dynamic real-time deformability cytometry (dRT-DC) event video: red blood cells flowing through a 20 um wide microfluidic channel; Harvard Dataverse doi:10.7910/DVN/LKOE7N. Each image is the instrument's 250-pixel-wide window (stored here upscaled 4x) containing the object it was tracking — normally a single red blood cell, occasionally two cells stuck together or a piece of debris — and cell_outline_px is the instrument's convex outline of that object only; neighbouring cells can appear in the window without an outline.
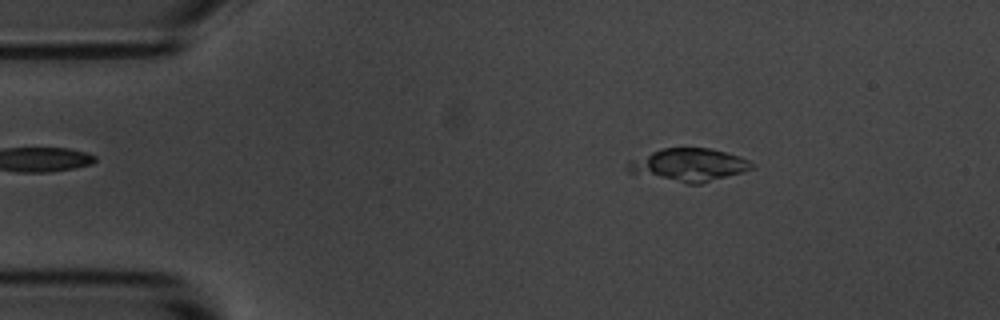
{"species": "common noctule bat (a hibernating species)", "species_latin": "Nyctalus noctula", "temperature_condition": "room temperature", "stored_images_in_passage": 54, "camera_frame_rate_fps": 3000, "um_per_image_px": 0.085, "animal": {"sex": "male", "body_mass_g": 20.1, "forearm_length_mm": 53.5}, "frame": {"image": 1, "passage_image": 8, "time_ms": 2.333, "image_size_px": [1000, 320], "cell_outline_px": [[756, 168], [700, 184], [688, 184], [628, 172], [624, 168], [624, 164], [628, 160], [660, 148], [712, 148], [740, 156], [756, 164]], "centroid_in_image_um": [58.52, 14.01], "position_along_channel_um": 26.5, "area_um2": 24.1}}
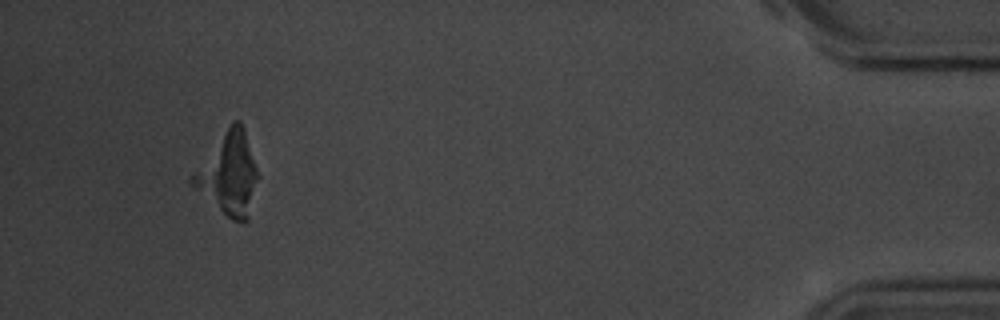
{"frame": {"image": 2, "passage_image": 50, "time_ms": 16.333, "image_size_px": [1000, 320], "cell_outline_px": [[260, 176], [248, 220], [232, 220], [192, 188], [188, 184], [188, 180], [232, 120], [240, 120], [244, 128]], "centroid_in_image_um": [19.45, 14.79], "position_along_channel_um": 415.8, "area_um2": 31.15}}